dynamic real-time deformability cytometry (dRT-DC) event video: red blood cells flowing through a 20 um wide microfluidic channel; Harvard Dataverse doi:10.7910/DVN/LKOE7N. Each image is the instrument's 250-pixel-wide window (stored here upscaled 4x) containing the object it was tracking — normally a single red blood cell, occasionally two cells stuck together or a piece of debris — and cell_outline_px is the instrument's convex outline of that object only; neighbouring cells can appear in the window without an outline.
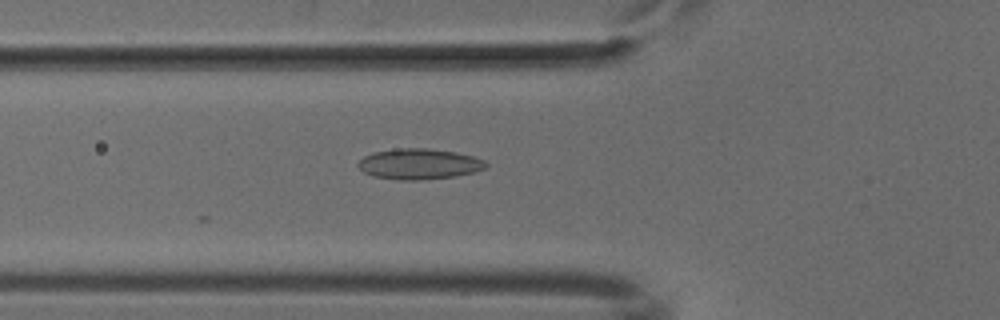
{"species": "common noctule bat (a hibernating species)", "species_latin": "Nyctalus noctula", "temperature_condition": "cold", "stored_images_in_passage": 27, "camera_frame_rate_fps": 3000, "um_per_image_px": 0.085, "animal": {"sex": "male", "body_mass_g": 18.8}, "frame": {"image": 1, "passage_image": 2, "time_ms": 0.333, "image_size_px": [1000, 320], "cell_outline_px": [[488, 164], [484, 168], [472, 172], [456, 176], [420, 180], [400, 180], [372, 176], [364, 172], [356, 164], [364, 156], [372, 152], [396, 148], [428, 148], [456, 152], [472, 156], [484, 160]], "centroid_in_image_um": [35.59, 13.93], "position_along_channel_um": 90.2, "area_um2": 22.83}}
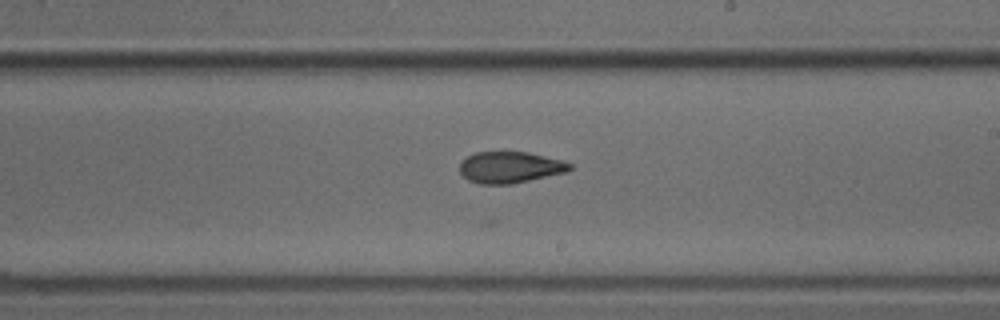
{"frame": {"image": 2, "passage_image": 14, "time_ms": 4.333, "image_size_px": [1000, 320], "cell_outline_px": [[572, 168], [568, 172], [512, 184], [480, 184], [468, 180], [460, 172], [460, 164], [468, 156], [476, 152], [528, 152], [560, 160], [572, 164]], "centroid_in_image_um": [43.37, 14.23], "position_along_channel_um": 245.6, "area_um2": 20.06}}
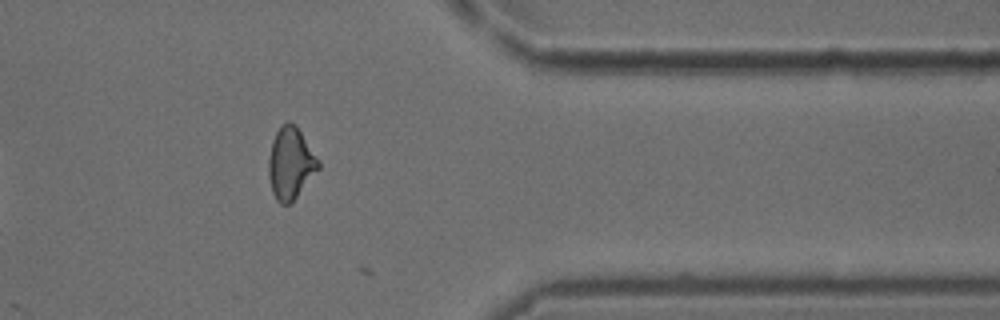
{"frame": {"image": 3, "passage_image": 26, "time_ms": 8.333, "image_size_px": [1000, 320], "cell_outline_px": [[320, 168], [296, 196], [288, 204], [280, 204], [276, 200], [272, 192], [268, 172], [268, 160], [272, 140], [276, 132], [288, 120], [296, 124], [320, 160]], "centroid_in_image_um": [24.7, 13.85], "position_along_channel_um": 386.7, "area_um2": 20.81}}